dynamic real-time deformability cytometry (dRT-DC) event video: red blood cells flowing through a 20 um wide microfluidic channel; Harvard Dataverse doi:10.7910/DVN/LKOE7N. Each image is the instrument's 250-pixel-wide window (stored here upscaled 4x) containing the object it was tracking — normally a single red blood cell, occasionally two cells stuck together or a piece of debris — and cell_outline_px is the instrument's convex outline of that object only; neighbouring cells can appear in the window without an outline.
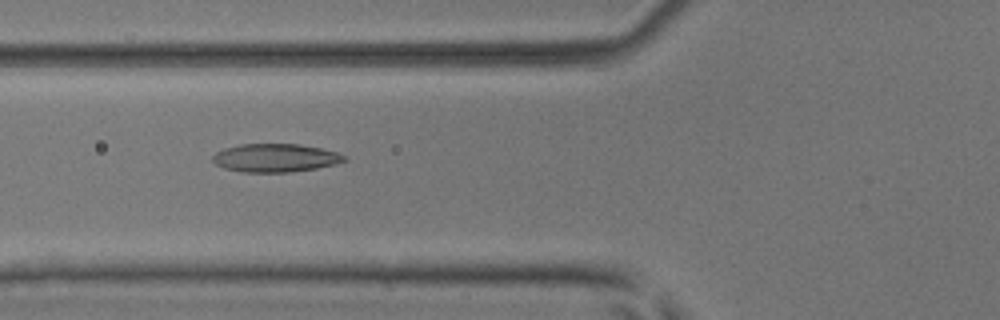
{"species": "common noctule bat (a hibernating species)", "species_latin": "Nyctalus noctula", "temperature_condition": "room temperature", "stored_images_in_passage": 39, "camera_frame_rate_fps": 3000, "um_per_image_px": 0.085, "animal": {"sex": "male", "body_mass_g": 17.9, "forearm_length_mm": 54.2}, "frame": {"image": 1, "passage_image": 8, "time_ms": 2.333, "image_size_px": [1000, 320], "cell_outline_px": [[348, 160], [336, 164], [316, 168], [288, 172], [240, 172], [224, 168], [216, 164], [212, 160], [212, 156], [216, 152], [224, 148], [240, 144], [300, 144], [320, 148], [336, 152], [348, 156]], "centroid_in_image_um": [23.41, 13.42], "position_along_channel_um": 102.4, "area_um2": 21.79}}
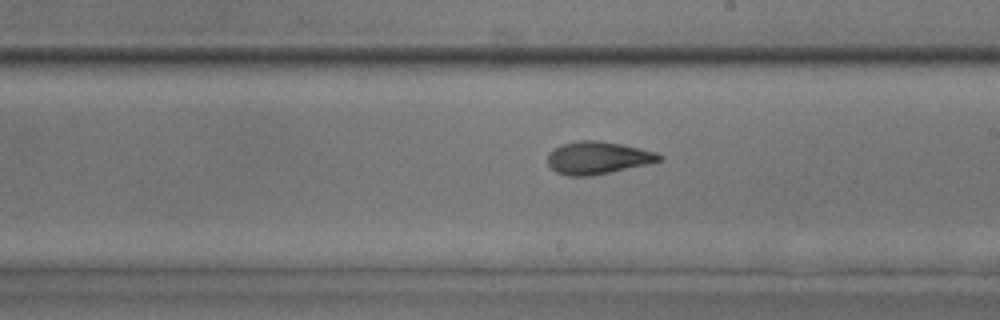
{"frame": {"image": 2, "passage_image": 18, "time_ms": 5.667, "image_size_px": [1000, 320], "cell_outline_px": [[664, 156], [660, 160], [644, 164], [592, 176], [568, 176], [556, 172], [548, 164], [548, 152], [552, 148], [560, 144], [580, 140], [596, 140], [620, 144], [640, 148], [656, 152]], "centroid_in_image_um": [50.74, 13.4], "position_along_channel_um": 238.3, "area_um2": 21.04}}
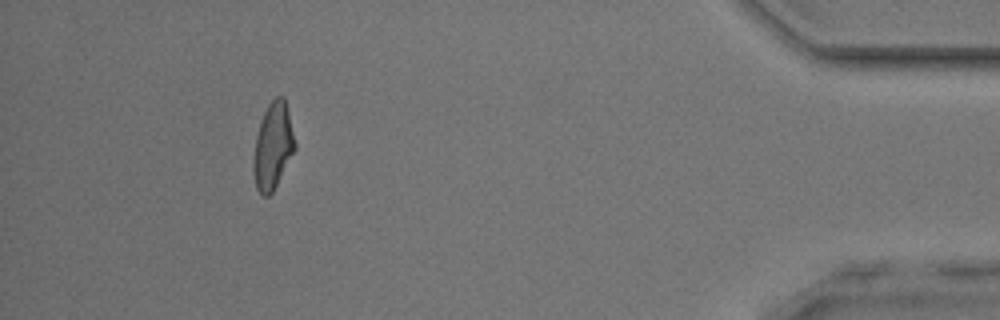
{"frame": {"image": 3, "passage_image": 35, "time_ms": 11.333, "image_size_px": [1000, 320], "cell_outline_px": [[296, 148], [272, 192], [268, 196], [264, 196], [256, 188], [252, 168], [252, 160], [256, 136], [264, 112], [268, 104], [276, 96], [284, 96], [296, 144]], "centroid_in_image_um": [23.18, 12.42], "position_along_channel_um": 412.0, "area_um2": 20.69}, "authors_computed_cell_mechanics": {"area_um2": 20.7502, "velocity_mm_per_s": 4.0868, "shape_relaxation_time_tau1_ms": 8.6032, "shape_relaxation_time_tau2_ms": 2.0959, "deformation_change_tau1": 0.2608, "deformation_change_tau2": 0.0828}}